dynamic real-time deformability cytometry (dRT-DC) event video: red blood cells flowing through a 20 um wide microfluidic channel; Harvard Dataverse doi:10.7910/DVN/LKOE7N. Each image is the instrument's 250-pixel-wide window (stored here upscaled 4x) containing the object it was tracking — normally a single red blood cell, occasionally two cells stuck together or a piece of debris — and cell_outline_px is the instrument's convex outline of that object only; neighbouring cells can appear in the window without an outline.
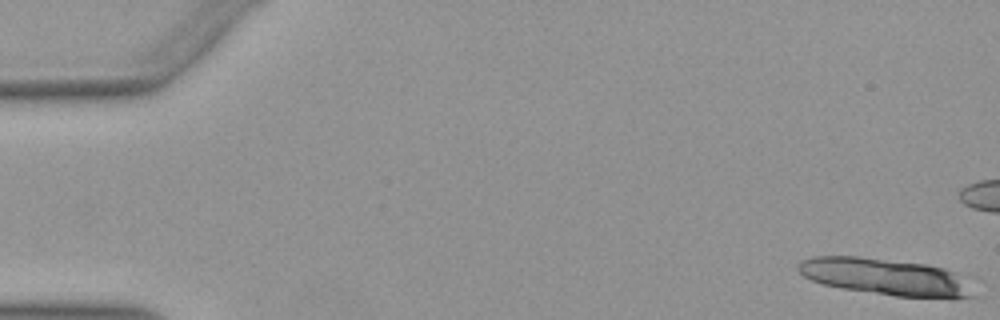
{"species": "Egyptian fruit bat (a non-hibernating species)", "species_latin": "Rousettus aegyptiacus", "temperature_condition": "warm", "stored_images_in_passage": 11, "camera_frame_rate_fps": 3000, "um_per_image_px": 0.085, "animal": {"sex": "female"}, "frame": {"image": 1, "passage_image": 1, "time_ms": 0.0, "image_size_px": [1000, 320], "cell_outline_px": [[976, 296], [896, 296], [840, 288], [824, 284], [812, 280], [804, 276], [796, 268], [796, 264], [800, 260], [812, 256], [860, 256], [924, 264], [944, 268], [960, 276]], "centroid_in_image_um": [75.1, 23.49], "position_along_channel_um": 9.9, "area_um2": 36.65}}